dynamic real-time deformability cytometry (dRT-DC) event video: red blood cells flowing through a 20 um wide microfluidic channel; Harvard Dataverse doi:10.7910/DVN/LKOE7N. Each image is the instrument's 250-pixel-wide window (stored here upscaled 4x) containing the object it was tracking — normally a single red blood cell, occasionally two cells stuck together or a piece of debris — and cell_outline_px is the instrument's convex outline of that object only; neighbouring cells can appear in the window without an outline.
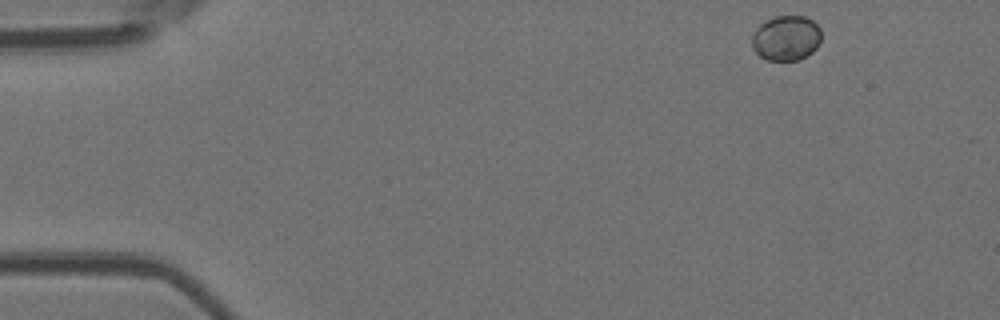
{"species": "Egyptian fruit bat (a non-hibernating species)", "species_latin": "Rousettus aegyptiacus", "temperature_condition": "room temperature", "stored_images_in_passage": 4, "camera_frame_rate_fps": 3000, "um_per_image_px": 0.085, "animal": {"sex": "female"}, "frame": {"image": 1, "passage_image": 1, "time_ms": 0.0, "image_size_px": [1000, 320], "cell_outline_px": [[820, 40], [816, 48], [812, 52], [796, 60], [768, 60], [760, 56], [752, 48], [752, 36], [756, 28], [760, 24], [776, 16], [804, 16], [812, 20], [820, 28]], "centroid_in_image_um": [66.81, 3.23], "position_along_channel_um": 18.2, "area_um2": 18.03}}
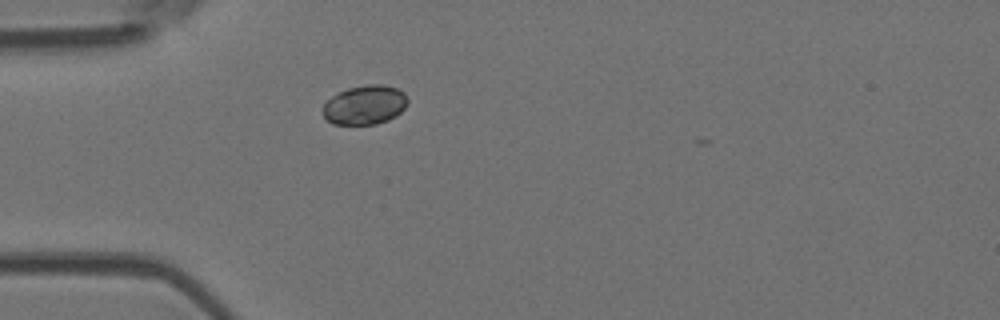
{"frame": {"image": 2, "passage_image": 4, "time_ms": 3.333, "image_size_px": [1000, 320], "cell_outline_px": [[408, 104], [396, 116], [388, 120], [376, 124], [332, 124], [324, 120], [324, 104], [332, 96], [348, 88], [368, 84], [384, 84], [396, 88], [404, 92], [408, 100]], "centroid_in_image_um": [31.03, 8.92], "position_along_channel_um": 54.0, "area_um2": 19.42}}